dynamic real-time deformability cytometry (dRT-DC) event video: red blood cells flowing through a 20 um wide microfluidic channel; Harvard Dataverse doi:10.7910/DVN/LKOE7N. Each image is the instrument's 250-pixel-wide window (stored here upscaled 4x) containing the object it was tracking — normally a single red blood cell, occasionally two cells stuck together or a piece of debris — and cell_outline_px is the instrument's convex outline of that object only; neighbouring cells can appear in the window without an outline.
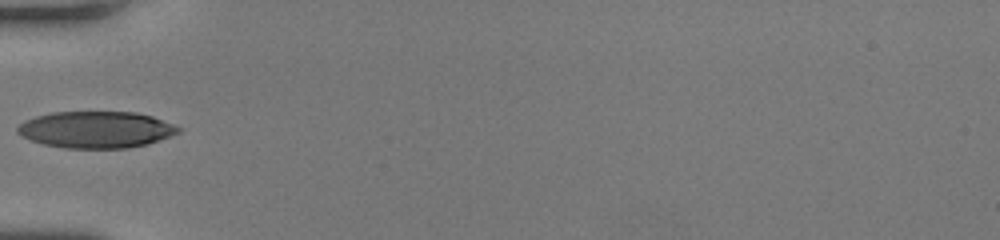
{"species": "human", "species_latin": "Homo sapiens", "temperature_condition": "room temperature", "stored_images_in_passage": 28, "camera_frame_rate_fps": 3000, "um_per_image_px": 0.085, "donor": {"sex": "female"}, "frame": {"image": 1, "passage_image": 1, "time_ms": 0.0, "image_size_px": [1000, 240], "cell_outline_px": [[180, 132], [148, 144], [128, 148], [64, 148], [44, 144], [32, 140], [16, 132], [16, 128], [24, 120], [36, 116], [52, 112], [136, 112], [152, 116], [172, 124], [180, 128]], "centroid_in_image_um": [8.15, 11.01], "position_along_channel_um": 76.8, "area_um2": 34.22}}
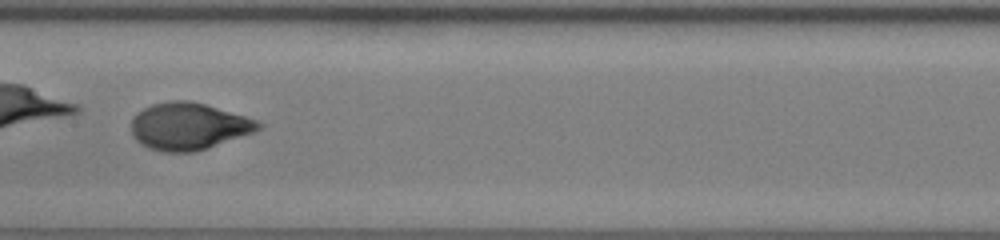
{"frame": {"image": 2, "passage_image": 9, "time_ms": 2.667, "image_size_px": [1000, 240], "cell_outline_px": [[264, 124], [260, 128], [252, 132], [208, 148], [196, 152], [160, 152], [148, 148], [140, 144], [132, 136], [132, 116], [144, 108], [152, 104], [172, 100], [188, 100], [204, 104], [260, 120]], "centroid_in_image_um": [16.01, 10.74], "position_along_channel_um": 191.4, "area_um2": 34.97}}
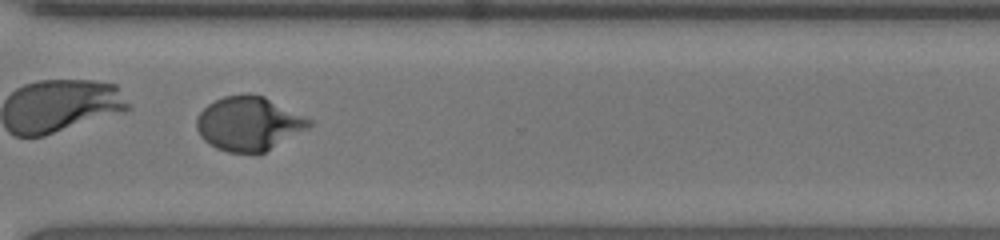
{"frame": {"image": 3, "passage_image": 20, "time_ms": 6.333, "image_size_px": [1000, 240], "cell_outline_px": [[312, 124], [308, 128], [264, 152], [228, 152], [216, 148], [208, 144], [200, 136], [196, 128], [196, 116], [208, 104], [224, 96], [248, 92], [264, 96], [312, 120]], "centroid_in_image_um": [21.11, 10.48], "position_along_channel_um": 349.5, "area_um2": 35.32}}